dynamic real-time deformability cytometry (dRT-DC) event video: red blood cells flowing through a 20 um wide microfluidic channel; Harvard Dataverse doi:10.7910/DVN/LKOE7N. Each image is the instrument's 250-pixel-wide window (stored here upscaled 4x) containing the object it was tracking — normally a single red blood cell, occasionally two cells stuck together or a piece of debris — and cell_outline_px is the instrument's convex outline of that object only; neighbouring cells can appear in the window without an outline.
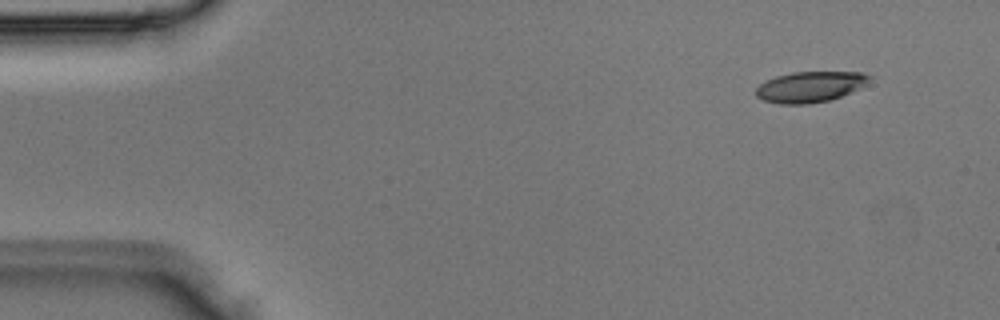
{"species": "Egyptian fruit bat (a non-hibernating species)", "species_latin": "Rousettus aegyptiacus", "temperature_condition": "room temperature", "stored_images_in_passage": 3, "segment_of_instrument_passage": [2, 2], "camera_frame_rate_fps": 3000, "um_per_image_px": 0.085, "animal": {"sex": "male"}, "frame": {"image": 1, "passage_image": 3, "time_ms": 0.667, "image_size_px": [1000, 320], "cell_outline_px": [[872, 76], [860, 88], [852, 92], [828, 100], [808, 104], [780, 104], [764, 100], [756, 96], [756, 88], [764, 80], [776, 76], [792, 72], [864, 72]], "centroid_in_image_um": [68.84, 7.37], "position_along_channel_um": 16.2, "area_um2": 20.29}}